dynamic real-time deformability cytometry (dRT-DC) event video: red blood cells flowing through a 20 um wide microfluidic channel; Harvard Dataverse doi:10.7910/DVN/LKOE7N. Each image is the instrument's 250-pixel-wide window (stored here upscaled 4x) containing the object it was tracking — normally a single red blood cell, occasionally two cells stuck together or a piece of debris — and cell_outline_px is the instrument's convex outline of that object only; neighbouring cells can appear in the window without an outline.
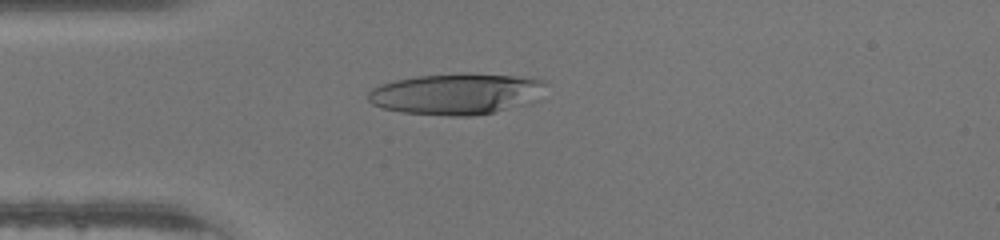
{"species": "human", "species_latin": "Homo sapiens", "temperature_condition": "warm", "stored_images_in_passage": 46, "camera_frame_rate_fps": 3000, "um_per_image_px": 0.085, "donor": {"sex": "male"}, "frame": {"image": 1, "passage_image": 12, "time_ms": 3.667, "image_size_px": [1000, 240], "cell_outline_px": [[548, 84], [536, 100], [528, 104], [496, 112], [472, 116], [448, 116], [400, 112], [384, 108], [372, 104], [368, 100], [368, 92], [372, 88], [380, 84], [396, 80], [416, 76], [468, 72], [528, 76], [544, 80]], "centroid_in_image_um": [38.86, 7.96], "position_along_channel_um": 46.1, "area_um2": 43.52}}
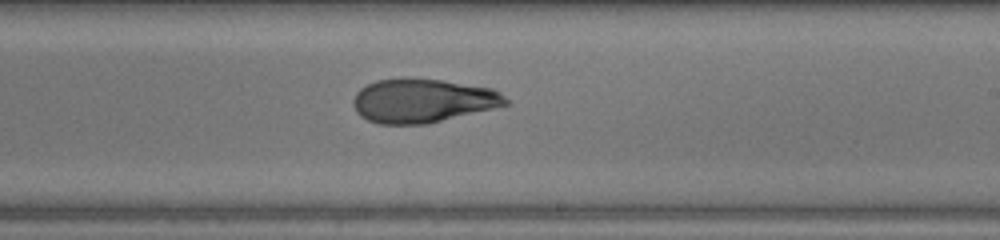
{"frame": {"image": 2, "passage_image": 27, "time_ms": 8.667, "image_size_px": [1000, 240], "cell_outline_px": [[512, 104], [428, 124], [380, 124], [368, 120], [360, 116], [356, 112], [352, 104], [352, 100], [356, 92], [360, 88], [376, 80], [404, 76], [444, 80], [492, 88], [500, 92]], "centroid_in_image_um": [35.92, 8.54], "position_along_channel_um": 253.1, "area_um2": 39.77}}
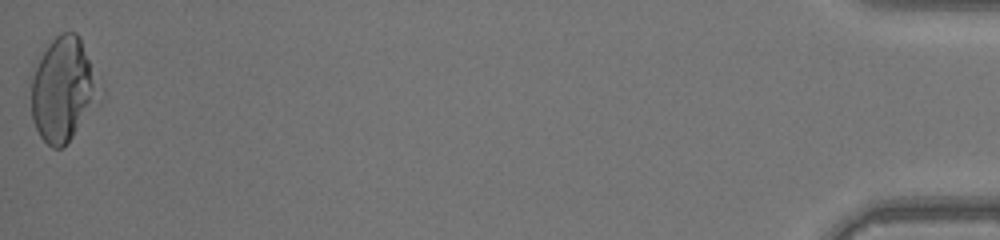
{"frame": {"image": 3, "passage_image": 46, "time_ms": 15.0, "image_size_px": [1000, 240], "cell_outline_px": [[104, 96], [72, 136], [60, 148], [52, 148], [40, 136], [32, 120], [28, 76], [48, 44], [60, 32], [76, 32], [80, 40], [104, 92]], "centroid_in_image_um": [5.34, 7.6], "position_along_channel_um": 429.9, "area_um2": 42.08}}